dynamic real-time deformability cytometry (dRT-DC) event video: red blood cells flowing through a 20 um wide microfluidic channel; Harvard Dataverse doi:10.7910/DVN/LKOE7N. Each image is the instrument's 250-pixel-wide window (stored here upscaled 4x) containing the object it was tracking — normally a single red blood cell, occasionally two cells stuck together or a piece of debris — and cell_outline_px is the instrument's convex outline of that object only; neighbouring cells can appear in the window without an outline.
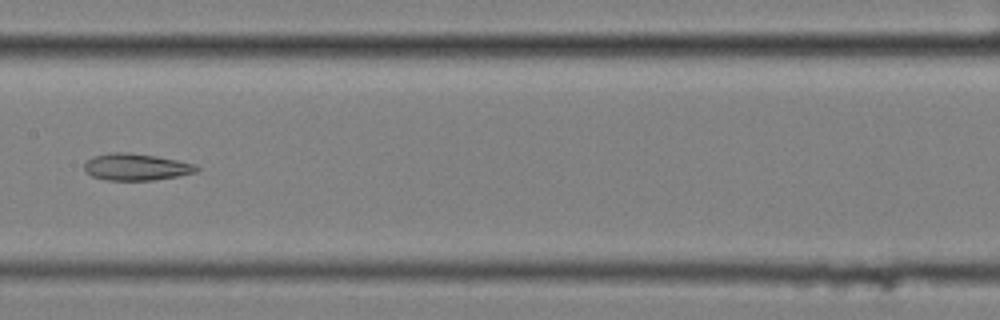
{"species": "common noctule bat (a hibernating species)", "species_latin": "Nyctalus noctula", "temperature_condition": "cold", "stored_images_in_passage": 13, "camera_frame_rate_fps": 3000, "um_per_image_px": 0.085, "animal": {"sex": "female", "body_mass_g": 25.1}, "frame": {"image": 1, "passage_image": 8, "time_ms": 2.333, "image_size_px": [1000, 320], "cell_outline_px": [[200, 168], [196, 172], [176, 176], [152, 180], [104, 180], [92, 176], [84, 168], [84, 164], [92, 156], [112, 152], [128, 152], [156, 156], [196, 164]], "centroid_in_image_um": [11.56, 14.18], "position_along_channel_um": 195.8, "area_um2": 17.46}}
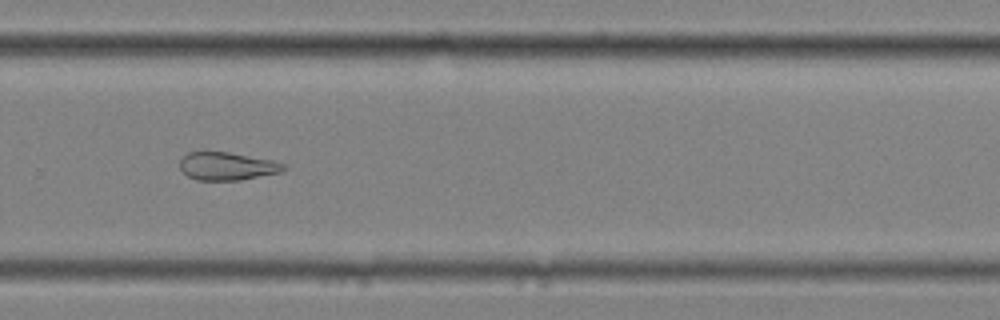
{"frame": {"image": 2, "passage_image": 11, "time_ms": 3.333, "image_size_px": [1000, 320], "cell_outline_px": [[288, 168], [280, 172], [240, 180], [196, 180], [188, 176], [180, 168], [180, 160], [188, 152], [228, 152], [272, 160], [288, 164]], "centroid_in_image_um": [19.34, 14.13], "position_along_channel_um": 310.5, "area_um2": 16.88}}
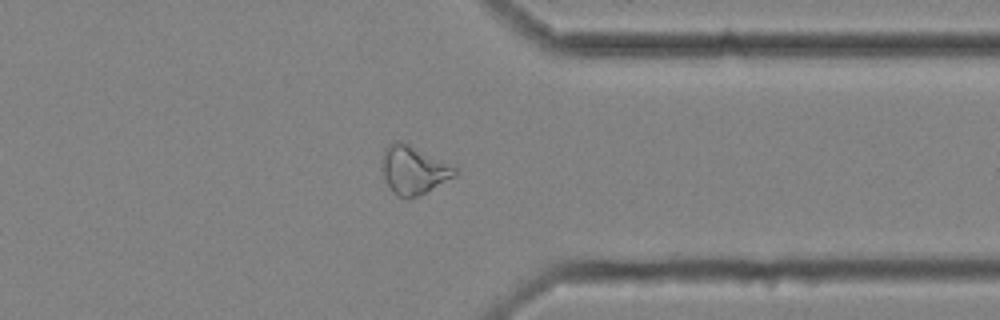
{"frame": {"image": 3, "passage_image": 13, "time_ms": 4.0, "image_size_px": [1000, 320], "cell_outline_px": [[460, 172], [456, 176], [408, 200], [392, 192], [384, 176], [380, 160], [384, 148], [388, 144], [408, 144], [452, 164]], "centroid_in_image_um": [35.16, 14.46], "position_along_channel_um": 376.2, "area_um2": 20.23}}